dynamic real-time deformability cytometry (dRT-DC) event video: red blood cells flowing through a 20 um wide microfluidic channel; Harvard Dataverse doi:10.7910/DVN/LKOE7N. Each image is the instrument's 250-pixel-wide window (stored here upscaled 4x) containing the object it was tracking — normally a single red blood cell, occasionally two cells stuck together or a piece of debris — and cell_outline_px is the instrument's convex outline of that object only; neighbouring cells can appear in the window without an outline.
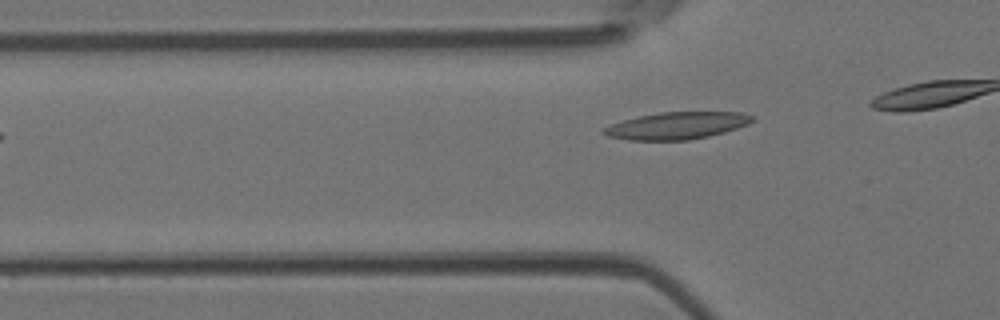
{"species": "Egyptian fruit bat (a non-hibernating species)", "species_latin": "Rousettus aegyptiacus", "temperature_condition": "room temperature", "stored_images_in_passage": 4, "camera_frame_rate_fps": 3000, "um_per_image_px": 0.085, "animal": {"sex": "female"}, "frame": {"image": 1, "passage_image": 4, "time_ms": 1.0, "image_size_px": [1000, 320], "cell_outline_px": [[756, 120], [748, 124], [724, 132], [708, 136], [688, 140], [628, 140], [608, 136], [600, 132], [604, 128], [612, 124], [624, 120], [640, 116], [660, 112], [740, 112], [752, 116]], "centroid_in_image_um": [57.54, 10.68], "position_along_channel_um": 68.3, "area_um2": 23.29}}